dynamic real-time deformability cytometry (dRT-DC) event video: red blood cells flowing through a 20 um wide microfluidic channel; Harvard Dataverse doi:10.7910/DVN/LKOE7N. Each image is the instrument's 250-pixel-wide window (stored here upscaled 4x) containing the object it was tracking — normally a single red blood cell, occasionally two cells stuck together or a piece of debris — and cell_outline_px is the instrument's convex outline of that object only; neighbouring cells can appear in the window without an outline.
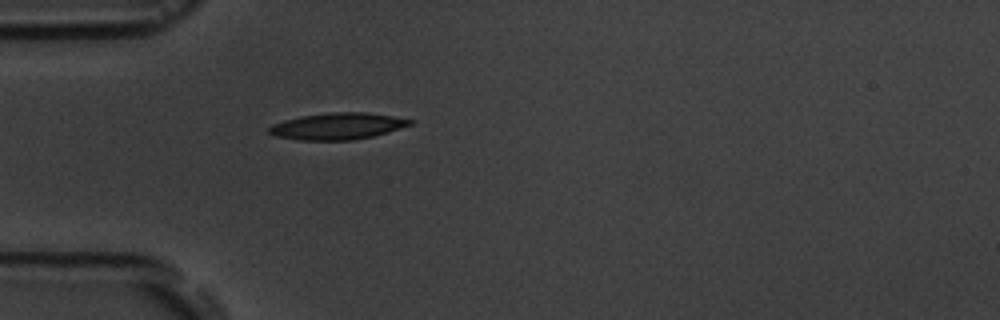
{"species": "common noctule bat (a hibernating species)", "species_latin": "Nyctalus noctula", "temperature_condition": "room temperature", "stored_images_in_passage": 4, "camera_frame_rate_fps": 3000, "um_per_image_px": 0.085, "animal": {"sex": "male", "body_mass_g": 19.5, "forearm_length_mm": 54.6}, "frame": {"image": 1, "passage_image": 4, "time_ms": 4.333, "image_size_px": [1000, 320], "cell_outline_px": [[416, 120], [412, 124], [388, 132], [372, 136], [352, 140], [300, 140], [276, 136], [268, 132], [268, 128], [272, 124], [284, 120], [300, 116], [328, 112], [368, 112]], "centroid_in_image_um": [28.69, 10.71], "position_along_channel_um": 56.3, "area_um2": 21.91}}